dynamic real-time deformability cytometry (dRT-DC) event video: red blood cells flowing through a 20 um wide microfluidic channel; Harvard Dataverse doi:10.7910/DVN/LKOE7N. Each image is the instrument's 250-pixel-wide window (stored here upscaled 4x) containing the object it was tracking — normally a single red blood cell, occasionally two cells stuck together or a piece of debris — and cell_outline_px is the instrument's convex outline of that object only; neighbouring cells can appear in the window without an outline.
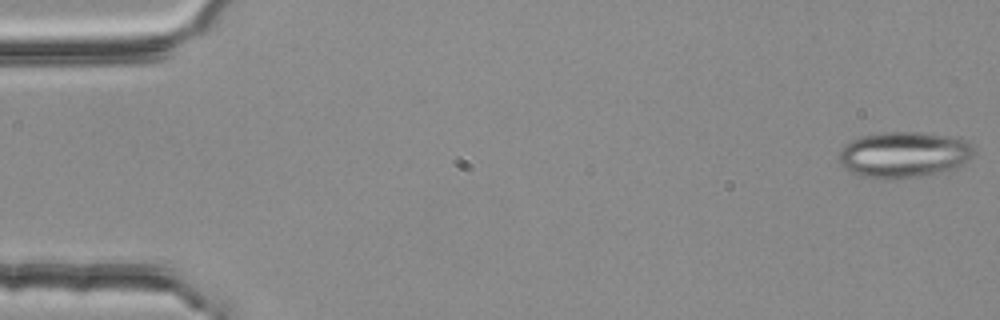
{"species": "common noctule bat (a hibernating species)", "species_latin": "Nyctalus noctula", "temperature_condition": "room temperature", "stored_images_in_passage": 5, "camera_frame_rate_fps": 3000, "um_per_image_px": 0.085, "animal": {"sex": "female", "body_mass_g": 25.1}, "frame": {"image": 1, "passage_image": 1, "time_ms": 0.0, "image_size_px": [1000, 320], "cell_outline_px": [[976, 152], [964, 164], [956, 168], [944, 172], [888, 180], [884, 180], [860, 176], [852, 172], [840, 164], [840, 148], [844, 144], [860, 136], [880, 132], [916, 132], [944, 136], [964, 140]], "centroid_in_image_um": [76.79, 13.16], "position_along_channel_um": 8.2, "area_um2": 36.13}}